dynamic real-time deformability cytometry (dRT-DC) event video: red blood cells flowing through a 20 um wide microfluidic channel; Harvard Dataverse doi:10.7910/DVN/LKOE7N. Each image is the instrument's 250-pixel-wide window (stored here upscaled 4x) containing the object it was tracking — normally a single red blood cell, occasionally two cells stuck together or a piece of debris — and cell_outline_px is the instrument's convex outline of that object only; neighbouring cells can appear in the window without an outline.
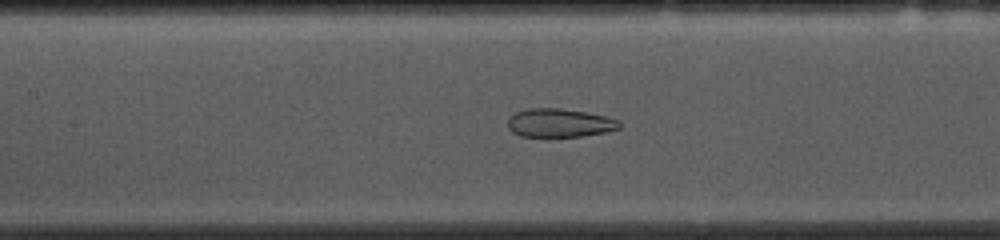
{"species": "common noctule bat (a hibernating species)", "species_latin": "Nyctalus noctula", "temperature_condition": "cold", "stored_images_in_passage": 52, "camera_frame_rate_fps": 3000, "um_per_image_px": 0.085, "animal": {"sex": "female", "body_mass_g": 10.0, "forearm_length_mm": 53.1}, "frame": {"image": 1, "passage_image": 22, "time_ms": 7.0, "image_size_px": [1000, 240], "cell_outline_px": [[620, 128], [608, 132], [580, 136], [544, 140], [520, 136], [512, 132], [508, 128], [508, 120], [516, 112], [528, 108], [560, 108], [608, 116], [620, 120]], "centroid_in_image_um": [47.55, 10.5], "position_along_channel_um": 159.9, "area_um2": 19.42}}
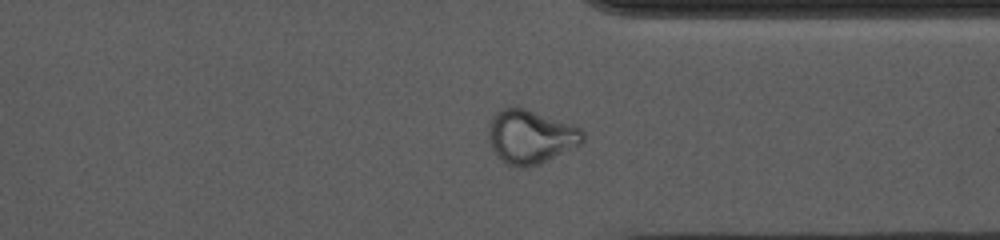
{"frame": {"image": 2, "passage_image": 39, "time_ms": 12.667, "image_size_px": [1000, 240], "cell_outline_px": [[584, 140], [580, 144], [540, 164], [524, 168], [520, 168], [508, 164], [496, 156], [488, 140], [488, 128], [492, 116], [496, 112], [504, 108], [516, 104], [572, 124], [580, 128], [584, 132]], "centroid_in_image_um": [45.07, 11.59], "position_along_channel_um": 366.3, "area_um2": 29.94}}
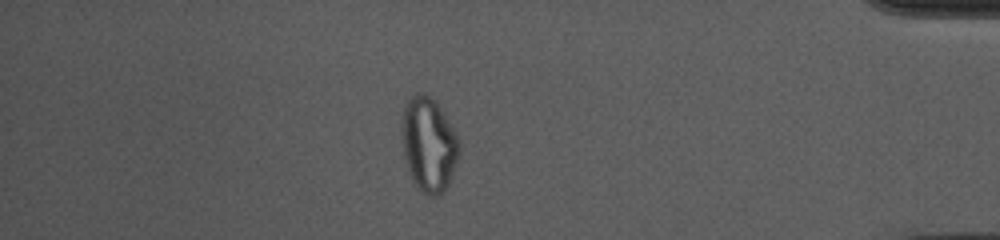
{"frame": {"image": 3, "passage_image": 45, "time_ms": 14.667, "image_size_px": [1000, 240], "cell_outline_px": [[460, 152], [456, 164], [448, 184], [436, 196], [428, 196], [412, 184], [404, 160], [400, 140], [400, 128], [404, 104], [412, 96], [420, 92], [424, 92], [436, 100], [440, 104], [460, 144]], "centroid_in_image_um": [36.39, 12.25], "position_along_channel_um": 398.8, "area_um2": 32.25}, "authors_computed_cell_mechanics": {"area_um2": 24.6517, "velocity_mm_per_s": 3.6919, "shape_relaxation_time_tau1_ms": null, "shape_relaxation_time_tau2_ms": 1.3858, "deformation_change_tau1": null, "deformation_change_tau2": 0.0705}}